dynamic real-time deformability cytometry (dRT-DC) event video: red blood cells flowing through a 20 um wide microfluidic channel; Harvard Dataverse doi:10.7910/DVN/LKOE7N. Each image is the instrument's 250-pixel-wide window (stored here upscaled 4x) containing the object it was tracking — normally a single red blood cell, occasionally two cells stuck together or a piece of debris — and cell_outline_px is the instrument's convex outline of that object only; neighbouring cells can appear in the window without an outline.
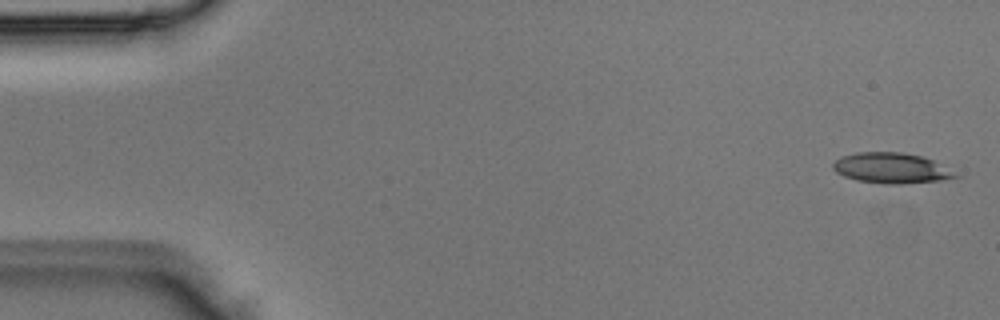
{"species": "Egyptian fruit bat (a non-hibernating species)", "species_latin": "Rousettus aegyptiacus", "temperature_condition": "room temperature", "stored_images_in_passage": 4, "camera_frame_rate_fps": 3000, "um_per_image_px": 0.085, "animal": {"sex": "male"}, "frame": {"image": 1, "passage_image": 1, "time_ms": 0.0, "image_size_px": [1000, 320], "cell_outline_px": [[960, 176], [940, 180], [900, 184], [888, 184], [856, 180], [844, 176], [836, 172], [832, 168], [832, 164], [840, 156], [856, 152], [900, 152], [924, 156], [932, 160]], "centroid_in_image_um": [75.7, 14.28], "position_along_channel_um": 9.3, "area_um2": 21.56}}